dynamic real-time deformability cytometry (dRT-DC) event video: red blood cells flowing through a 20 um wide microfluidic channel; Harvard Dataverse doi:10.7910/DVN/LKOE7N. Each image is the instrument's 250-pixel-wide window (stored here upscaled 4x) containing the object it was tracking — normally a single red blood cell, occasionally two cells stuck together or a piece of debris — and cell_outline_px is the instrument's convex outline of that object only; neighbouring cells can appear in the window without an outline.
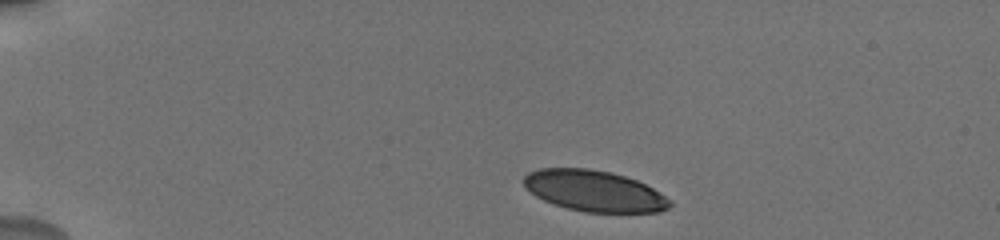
{"species": "human", "species_latin": "Homo sapiens", "temperature_condition": "cold", "stored_images_in_passage": 18, "camera_frame_rate_fps": 3000, "um_per_image_px": 0.085, "donor": {"sex": "male"}, "frame": {"image": 1, "passage_image": 1, "time_ms": 0.0, "image_size_px": [1000, 240], "cell_outline_px": [[672, 204], [668, 208], [660, 212], [584, 212], [568, 208], [544, 200], [536, 196], [524, 184], [524, 176], [528, 172], [540, 168], [588, 168], [612, 172], [636, 180], [652, 188], [664, 196]], "centroid_in_image_um": [50.5, 16.22], "position_along_channel_um": 34.5, "area_um2": 34.56}}
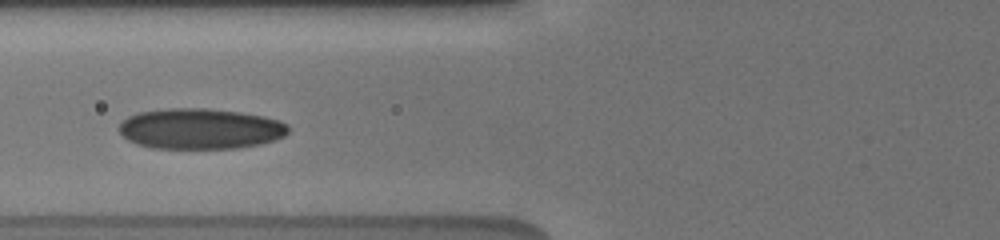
{"frame": {"image": 2, "passage_image": 8, "time_ms": 4.0, "image_size_px": [1000, 240], "cell_outline_px": [[288, 132], [284, 136], [276, 140], [260, 144], [236, 148], [152, 148], [136, 144], [128, 140], [120, 132], [120, 124], [128, 116], [136, 112], [168, 108], [208, 108], [240, 112], [264, 116], [280, 120], [288, 124]], "centroid_in_image_um": [17.04, 10.94], "position_along_channel_um": 108.8, "area_um2": 40.29}}
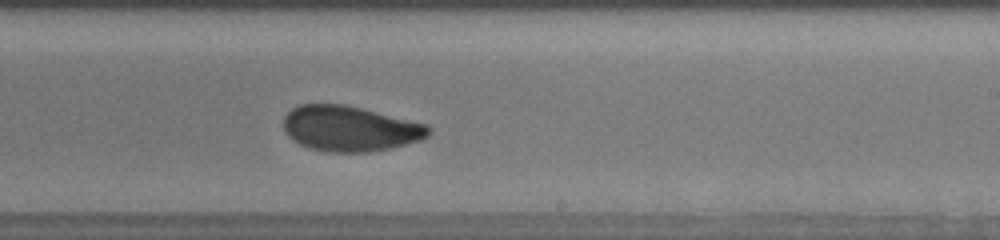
{"frame": {"image": 3, "passage_image": 18, "time_ms": 8.0, "image_size_px": [1000, 240], "cell_outline_px": [[432, 128], [428, 136], [420, 140], [392, 148], [368, 152], [324, 152], [308, 148], [292, 140], [284, 132], [284, 116], [292, 108], [300, 104], [344, 104], [428, 124]], "centroid_in_image_um": [29.73, 10.94], "position_along_channel_um": 259.3, "area_um2": 38.61}}